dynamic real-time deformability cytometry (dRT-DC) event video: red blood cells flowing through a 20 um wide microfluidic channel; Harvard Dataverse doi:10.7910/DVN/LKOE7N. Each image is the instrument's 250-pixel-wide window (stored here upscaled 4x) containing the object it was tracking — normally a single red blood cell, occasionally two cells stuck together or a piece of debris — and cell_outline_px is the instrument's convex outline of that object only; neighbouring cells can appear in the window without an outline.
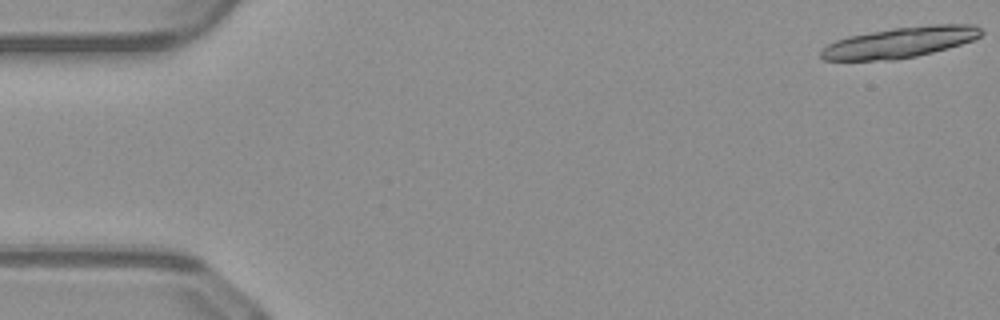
{"species": "common noctule bat (a hibernating species)", "species_latin": "Nyctalus noctula", "temperature_condition": "warm", "stored_images_in_passage": 18, "camera_frame_rate_fps": 3000, "um_per_image_px": 0.085, "animal": {"sex": "male", "body_mass_g": 23.1, "forearm_length_mm": 52.7}, "frame": {"image": 1, "passage_image": 1, "time_ms": 0.0, "image_size_px": [1000, 320], "cell_outline_px": [[984, 32], [980, 36], [972, 40], [948, 48], [916, 56], [896, 60], [824, 60], [820, 56], [820, 52], [828, 44], [836, 40], [848, 36], [896, 28], [932, 24], [976, 24]], "centroid_in_image_um": [76.53, 3.6], "position_along_channel_um": 8.5, "area_um2": 28.5}}